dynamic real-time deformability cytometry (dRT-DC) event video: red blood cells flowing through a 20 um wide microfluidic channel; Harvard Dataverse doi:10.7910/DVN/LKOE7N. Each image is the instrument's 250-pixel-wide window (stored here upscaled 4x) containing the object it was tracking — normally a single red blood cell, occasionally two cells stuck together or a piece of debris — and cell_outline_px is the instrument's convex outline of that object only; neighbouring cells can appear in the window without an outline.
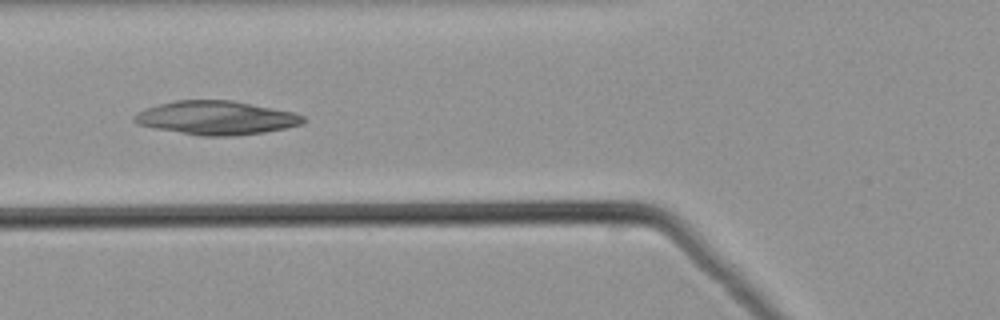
{"species": "common noctule bat (a hibernating species)", "species_latin": "Nyctalus noctula", "temperature_condition": "warm", "stored_images_in_passage": 38, "camera_frame_rate_fps": 3000, "um_per_image_px": 0.085, "animal": {"sex": "male", "body_mass_g": 21.5, "forearm_length_mm": 52.0}, "frame": {"image": 1, "passage_image": 7, "time_ms": 2.0, "image_size_px": [1000, 320], "cell_outline_px": [[304, 120], [300, 124], [284, 128], [264, 132], [236, 136], [200, 136], [156, 128], [136, 124], [132, 120], [140, 112], [148, 108], [160, 104], [176, 100], [232, 100], [292, 112], [304, 116]], "centroid_in_image_um": [18.38, 10.02], "position_along_channel_um": 107.4, "area_um2": 32.71}}
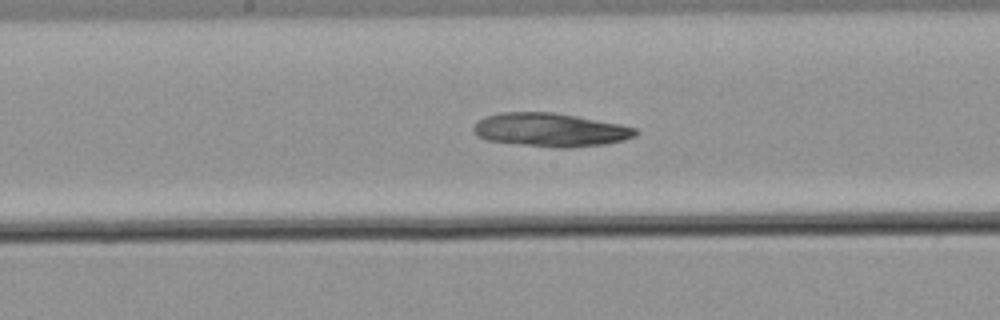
{"frame": {"image": 2, "passage_image": 14, "time_ms": 4.333, "image_size_px": [1000, 320], "cell_outline_px": [[640, 132], [636, 136], [624, 140], [604, 144], [572, 148], [552, 148], [488, 140], [476, 136], [472, 128], [476, 120], [484, 116], [500, 112], [552, 112], [576, 116], [620, 124], [636, 128]], "centroid_in_image_um": [46.76, 11.04], "position_along_channel_um": 201.4, "area_um2": 31.96}}
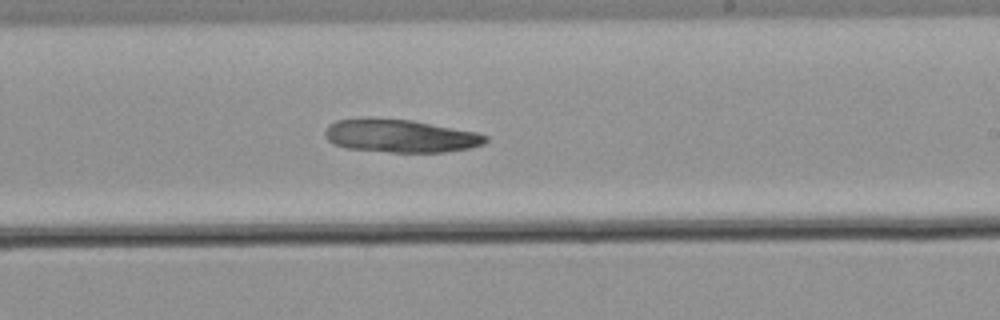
{"frame": {"image": 3, "passage_image": 18, "time_ms": 5.667, "image_size_px": [1000, 320], "cell_outline_px": [[488, 140], [484, 144], [468, 148], [444, 152], [388, 152], [344, 148], [332, 144], [324, 136], [324, 132], [328, 124], [336, 120], [412, 120], [476, 132], [488, 136]], "centroid_in_image_um": [34.03, 11.58], "position_along_channel_um": 255.0, "area_um2": 30.4}}